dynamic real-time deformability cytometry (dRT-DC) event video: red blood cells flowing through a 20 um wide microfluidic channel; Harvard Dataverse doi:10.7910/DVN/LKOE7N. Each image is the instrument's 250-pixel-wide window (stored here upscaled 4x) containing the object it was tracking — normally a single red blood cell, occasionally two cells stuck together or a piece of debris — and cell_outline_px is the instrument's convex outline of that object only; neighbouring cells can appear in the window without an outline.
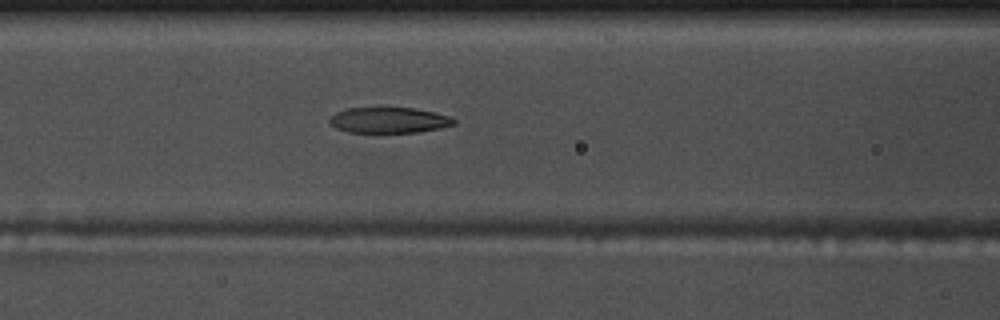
{"species": "common noctule bat (a hibernating species)", "species_latin": "Nyctalus noctula", "temperature_condition": "warm", "stored_images_in_passage": 41, "camera_frame_rate_fps": 3000, "um_per_image_px": 0.085, "animal": {"sex": "male", "body_mass_g": 17.5, "forearm_length_mm": 52.3}, "frame": {"image": 1, "passage_image": 14, "time_ms": 4.333, "image_size_px": [1000, 320], "cell_outline_px": [[456, 124], [440, 128], [416, 132], [348, 132], [336, 128], [328, 124], [328, 120], [336, 112], [348, 108], [416, 108], [448, 116], [456, 120]], "centroid_in_image_um": [33.03, 10.21], "position_along_channel_um": 133.6, "area_um2": 18.5}}
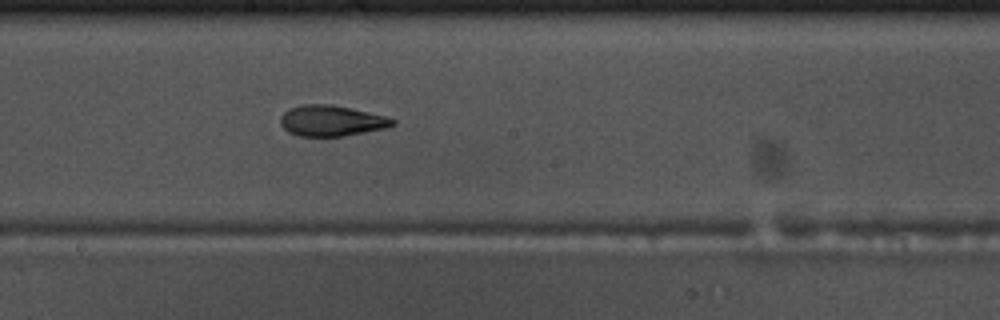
{"frame": {"image": 2, "passage_image": 21, "time_ms": 6.667, "image_size_px": [1000, 320], "cell_outline_px": [[396, 124], [384, 128], [344, 136], [300, 136], [288, 132], [280, 124], [280, 116], [288, 108], [300, 104], [332, 104], [368, 112], [384, 116], [396, 120]], "centroid_in_image_um": [28.12, 10.25], "position_along_channel_um": 220.1, "area_um2": 20.11}}
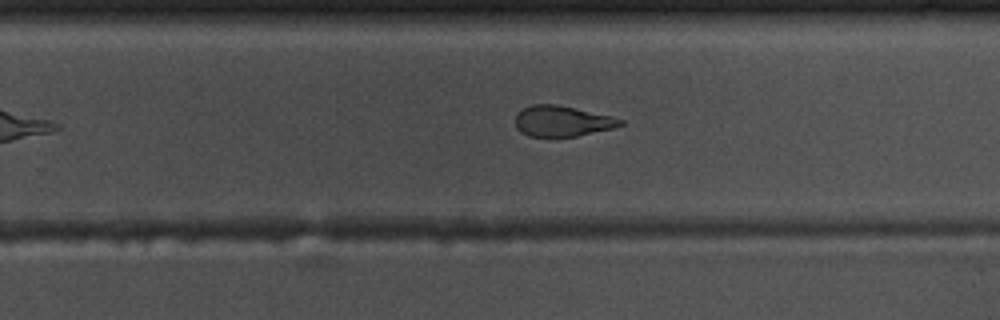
{"frame": {"image": 3, "passage_image": 26, "time_ms": 8.333, "image_size_px": [1000, 320], "cell_outline_px": [[624, 124], [612, 128], [576, 136], [528, 136], [520, 132], [516, 128], [516, 116], [524, 108], [532, 104], [556, 104], [612, 116], [624, 120]], "centroid_in_image_um": [47.78, 10.29], "position_along_channel_um": 282.0, "area_um2": 18.55}, "authors_computed_cell_mechanics": {"area_um2": 20.2878, "velocity_mm_per_s": 3.7263, "shape_relaxation_time_tau1_ms": 5.7077, "shape_relaxation_time_tau2_ms": 1.452, "deformation_change_tau1": 0.2154, "deformation_change_tau2": 0.09}}